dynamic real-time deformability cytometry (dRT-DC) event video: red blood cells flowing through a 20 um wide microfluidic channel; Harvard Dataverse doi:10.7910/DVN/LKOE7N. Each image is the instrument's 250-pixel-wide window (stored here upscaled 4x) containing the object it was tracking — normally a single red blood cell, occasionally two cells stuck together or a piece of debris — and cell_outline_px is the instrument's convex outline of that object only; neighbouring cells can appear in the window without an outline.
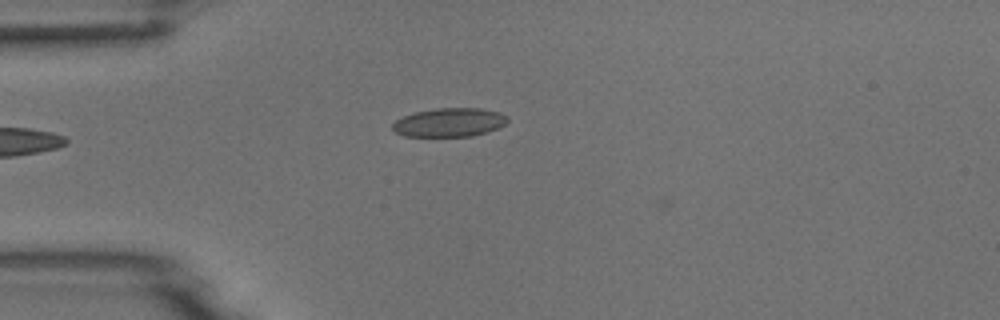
{"species": "common noctule bat (a hibernating species)", "species_latin": "Nyctalus noctula", "temperature_condition": "room temperature", "stored_images_in_passage": 5, "camera_frame_rate_fps": 3000, "um_per_image_px": 0.085, "animal": {"sex": "male", "body_mass_g": 18.8}, "frame": {"image": 1, "passage_image": 4, "time_ms": 1.0, "image_size_px": [1000, 320], "cell_outline_px": [[508, 120], [504, 124], [496, 128], [472, 136], [404, 136], [396, 132], [392, 128], [392, 124], [396, 120], [412, 112], [436, 108], [480, 108], [500, 112], [508, 116]], "centroid_in_image_um": [38.17, 10.39], "position_along_channel_um": 46.8, "area_um2": 19.19}}